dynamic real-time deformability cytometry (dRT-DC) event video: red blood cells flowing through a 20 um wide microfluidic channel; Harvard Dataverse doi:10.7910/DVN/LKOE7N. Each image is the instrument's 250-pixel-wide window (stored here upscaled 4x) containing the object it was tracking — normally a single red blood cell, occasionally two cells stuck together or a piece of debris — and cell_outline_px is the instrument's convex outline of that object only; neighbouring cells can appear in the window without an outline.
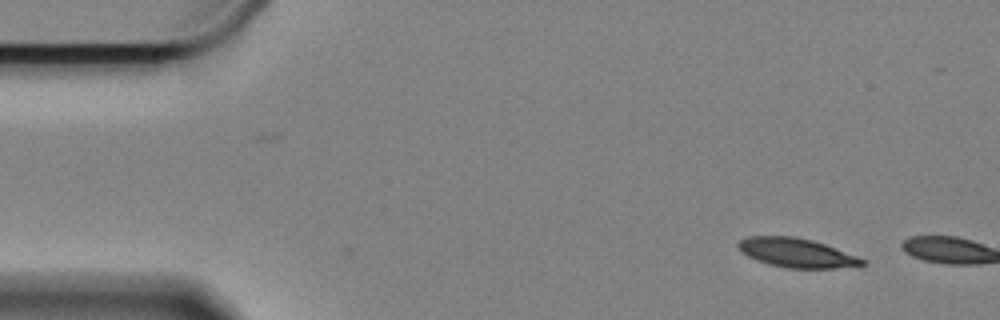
{"species": "Egyptian fruit bat (a non-hibernating species)", "species_latin": "Rousettus aegyptiacus", "temperature_condition": "cold", "stored_images_in_passage": 2, "camera_frame_rate_fps": 3000, "um_per_image_px": 0.085, "animal": {"sex": "female"}, "frame": {"image": 1, "passage_image": 2, "time_ms": 0.333, "image_size_px": [1000, 320], "cell_outline_px": [[868, 264], [860, 268], [788, 268], [768, 264], [756, 260], [740, 252], [736, 248], [736, 244], [740, 240], [748, 236], [796, 236], [812, 240], [824, 244], [856, 256], [864, 260]], "centroid_in_image_um": [67.72, 21.5], "position_along_channel_um": 17.3, "area_um2": 21.39}}